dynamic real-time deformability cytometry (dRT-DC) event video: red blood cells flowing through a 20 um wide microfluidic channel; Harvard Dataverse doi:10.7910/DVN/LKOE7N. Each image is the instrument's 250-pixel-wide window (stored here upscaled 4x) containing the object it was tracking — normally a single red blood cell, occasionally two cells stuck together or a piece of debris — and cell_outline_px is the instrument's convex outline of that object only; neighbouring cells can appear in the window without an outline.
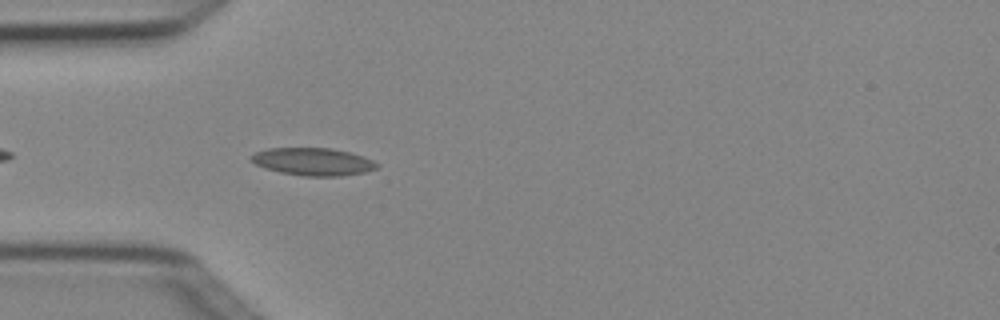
{"species": "Egyptian fruit bat (a non-hibernating species)", "species_latin": "Rousettus aegyptiacus", "temperature_condition": "cold", "stored_images_in_passage": 4, "camera_frame_rate_fps": 3000, "um_per_image_px": 0.085, "animal": {"sex": "female"}, "frame": {"image": 1, "passage_image": 4, "time_ms": 1.0, "image_size_px": [1000, 320], "cell_outline_px": [[380, 164], [376, 168], [364, 172], [340, 176], [304, 176], [280, 172], [264, 168], [248, 160], [248, 156], [256, 152], [268, 148], [332, 148], [348, 152], [372, 160]], "centroid_in_image_um": [26.54, 13.74], "position_along_channel_um": 58.5, "area_um2": 20.17}}